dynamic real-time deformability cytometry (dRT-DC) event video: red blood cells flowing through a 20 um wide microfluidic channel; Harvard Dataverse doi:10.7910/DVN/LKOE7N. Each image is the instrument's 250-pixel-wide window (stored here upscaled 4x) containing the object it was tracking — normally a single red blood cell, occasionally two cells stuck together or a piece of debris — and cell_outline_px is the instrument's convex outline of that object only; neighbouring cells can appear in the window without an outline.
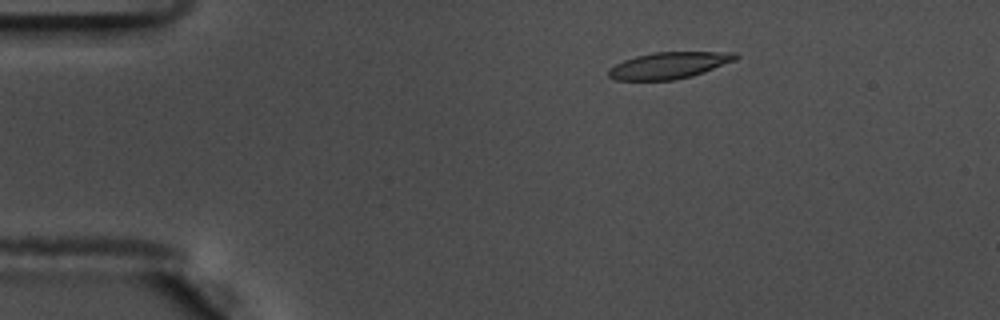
{"species": "common noctule bat (a hibernating species)", "species_latin": "Nyctalus noctula", "temperature_condition": "warm", "stored_images_in_passage": 55, "camera_frame_rate_fps": 3000, "um_per_image_px": 0.085, "animal": {"sex": "male", "body_mass_g": 17.5, "forearm_length_mm": 52.3}, "frame": {"image": 1, "passage_image": 9, "time_ms": 2.667, "image_size_px": [1000, 320], "cell_outline_px": [[740, 56], [736, 60], [704, 72], [692, 76], [672, 80], [612, 80], [608, 76], [608, 68], [624, 60], [636, 56], [652, 52], [736, 52]], "centroid_in_image_um": [56.86, 5.55], "position_along_channel_um": 28.1, "area_um2": 19.77}}
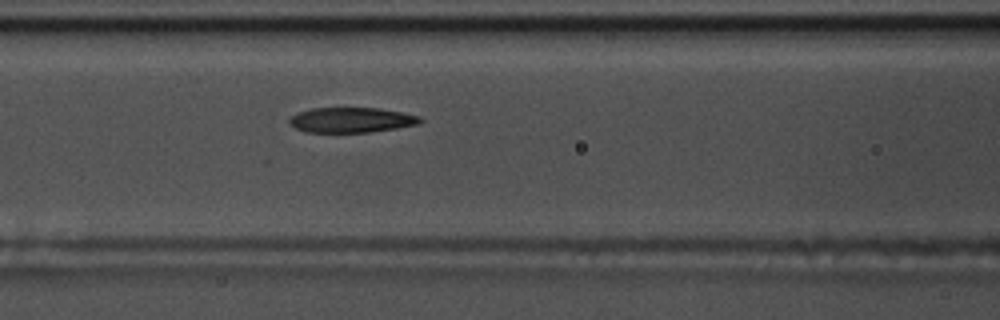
{"frame": {"image": 2, "passage_image": 23, "time_ms": 7.333, "image_size_px": [1000, 320], "cell_outline_px": [[424, 120], [420, 124], [396, 128], [368, 132], [304, 132], [288, 124], [288, 120], [296, 112], [312, 108], [380, 108], [420, 116]], "centroid_in_image_um": [29.85, 10.2], "position_along_channel_um": 136.8, "area_um2": 19.25}}
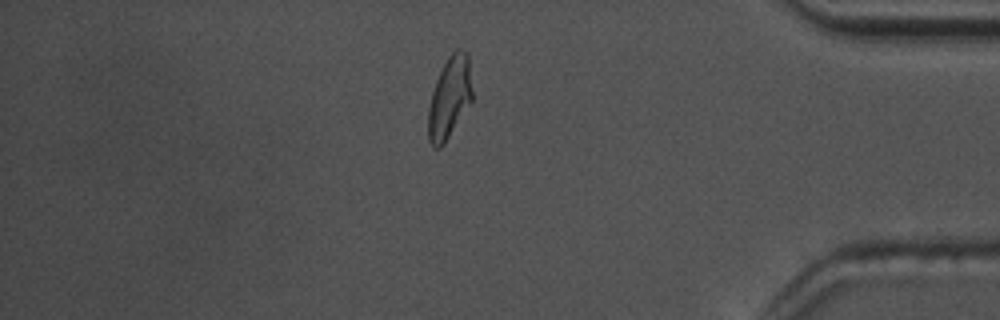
{"frame": {"image": 3, "passage_image": 47, "time_ms": 15.333, "image_size_px": [1000, 320], "cell_outline_px": [[472, 104], [444, 144], [440, 148], [432, 148], [428, 140], [428, 108], [432, 92], [436, 80], [448, 56], [456, 48], [460, 48], [468, 52], [472, 92]], "centroid_in_image_um": [38.22, 8.32], "position_along_channel_um": 397.0, "area_um2": 21.39}, "authors_computed_cell_mechanics": {"area_um2": 20.23, "velocity_mm_per_s": 3.653, "shape_relaxation_time_tau1_ms": 4.4809, "shape_relaxation_time_tau2_ms": 1.6789, "deformation_change_tau1": 0.1763, "deformation_change_tau2": 0.0863}}